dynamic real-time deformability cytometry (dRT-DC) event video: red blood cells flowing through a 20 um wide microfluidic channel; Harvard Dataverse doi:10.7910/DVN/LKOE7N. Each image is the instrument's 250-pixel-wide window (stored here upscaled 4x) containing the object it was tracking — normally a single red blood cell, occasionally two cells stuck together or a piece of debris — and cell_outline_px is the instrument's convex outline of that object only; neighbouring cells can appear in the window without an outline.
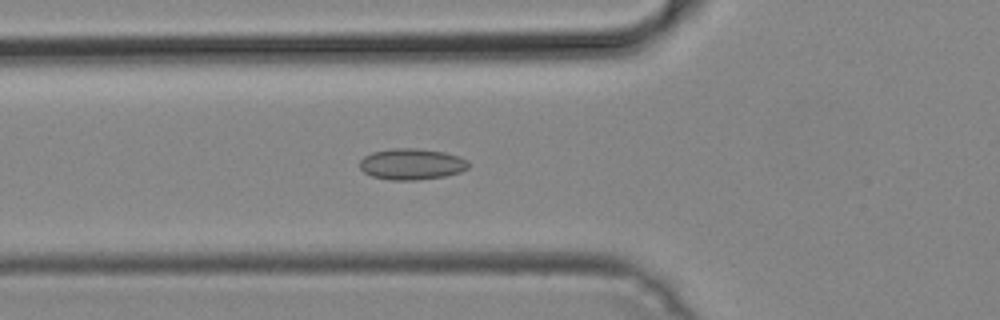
{"species": "common noctule bat (a hibernating species)", "species_latin": "Nyctalus noctula", "temperature_condition": "cold", "stored_images_in_passage": 41, "camera_frame_rate_fps": 3000, "um_per_image_px": 0.085, "animal": {"sex": "male", "body_mass_g": 19.2, "forearm_length_mm": 51.8}, "frame": {"image": 1, "passage_image": 9, "time_ms": 2.667, "image_size_px": [1000, 320], "cell_outline_px": [[468, 168], [460, 172], [444, 176], [416, 180], [392, 180], [372, 176], [364, 172], [360, 168], [360, 160], [364, 156], [372, 152], [392, 148], [416, 148], [444, 152], [460, 156], [468, 160]], "centroid_in_image_um": [34.99, 13.94], "position_along_channel_um": 90.8, "area_um2": 19.77}}
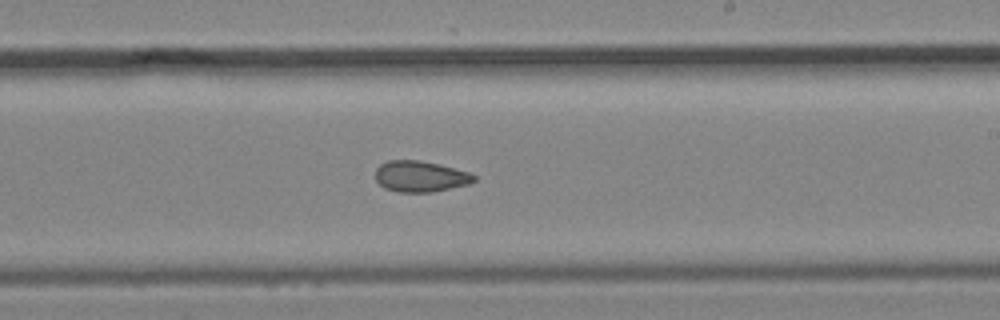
{"frame": {"image": 2, "passage_image": 21, "time_ms": 6.667, "image_size_px": [1000, 320], "cell_outline_px": [[476, 180], [468, 184], [432, 192], [400, 192], [384, 188], [376, 180], [376, 168], [380, 164], [388, 160], [420, 160], [440, 164], [472, 172], [476, 176]], "centroid_in_image_um": [35.75, 14.98], "position_along_channel_um": 253.2, "area_um2": 17.98}}
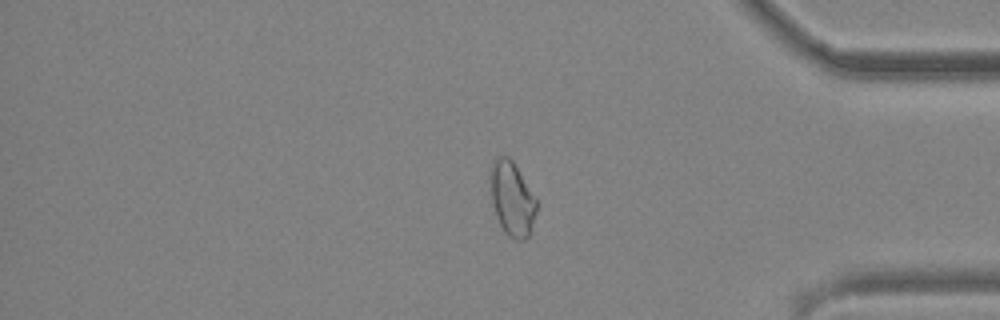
{"frame": {"image": 3, "passage_image": 33, "time_ms": 10.667, "image_size_px": [1000, 320], "cell_outline_px": [[536, 212], [528, 236], [524, 240], [516, 240], [508, 236], [504, 232], [496, 216], [492, 204], [492, 160], [496, 156], [508, 156], [512, 160], [536, 200]], "centroid_in_image_um": [43.52, 16.92], "position_along_channel_um": 391.7, "area_um2": 19.36}}